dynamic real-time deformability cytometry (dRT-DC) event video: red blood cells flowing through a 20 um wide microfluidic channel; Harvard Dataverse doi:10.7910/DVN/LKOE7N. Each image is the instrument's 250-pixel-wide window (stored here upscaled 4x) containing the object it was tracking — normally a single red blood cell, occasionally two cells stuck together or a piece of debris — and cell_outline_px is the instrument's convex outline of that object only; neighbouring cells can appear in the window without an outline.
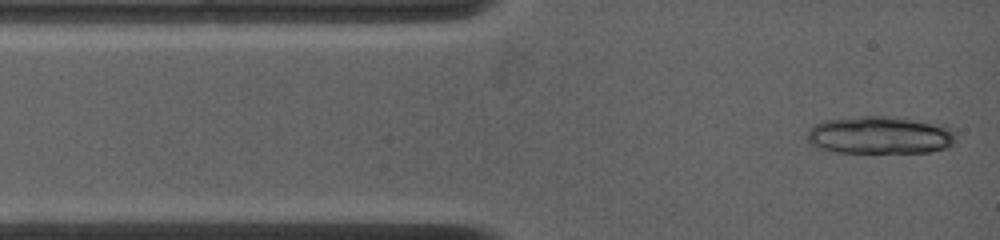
{"species": "common noctule bat (a hibernating species)", "species_latin": "Nyctalus noctula", "temperature_condition": "warm", "stored_images_in_passage": 7, "camera_frame_rate_fps": 4500, "um_per_image_px": 0.085, "animal": {"sex": "female", "body_mass_g": 19.0, "forearm_length_mm": 53.3}, "frame": {"image": 1, "passage_image": 2, "time_ms": 0.222, "image_size_px": [1000, 240], "cell_outline_px": [[952, 144], [948, 148], [932, 152], [836, 152], [820, 148], [808, 144], [808, 132], [816, 124], [824, 120], [860, 116], [888, 116], [944, 124], [952, 132]], "centroid_in_image_um": [74.78, 11.49], "position_along_channel_um": 10.2, "area_um2": 32.43}}